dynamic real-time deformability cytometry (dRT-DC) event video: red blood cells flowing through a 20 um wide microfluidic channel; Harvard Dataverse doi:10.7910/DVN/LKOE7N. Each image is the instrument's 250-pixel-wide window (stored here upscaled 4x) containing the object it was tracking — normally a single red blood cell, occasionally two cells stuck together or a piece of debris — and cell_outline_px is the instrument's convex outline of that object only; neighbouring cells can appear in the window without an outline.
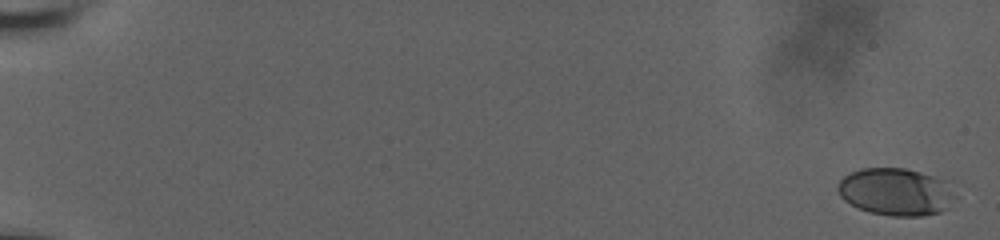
{"species": "human", "species_latin": "Homo sapiens", "temperature_condition": "room temperature", "stored_images_in_passage": 16, "camera_frame_rate_fps": 3000, "um_per_image_px": 0.085, "donor": {"sex": "male"}, "frame": {"image": 1, "passage_image": 1, "time_ms": 0.0, "image_size_px": [1000, 240], "cell_outline_px": [[956, 196], [948, 208], [940, 212], [920, 216], [892, 216], [868, 212], [844, 200], [840, 196], [836, 188], [836, 184], [844, 176], [860, 168], [904, 168], [920, 172], [944, 180]], "centroid_in_image_um": [76.12, 16.31], "position_along_channel_um": 8.9, "area_um2": 32.37}}
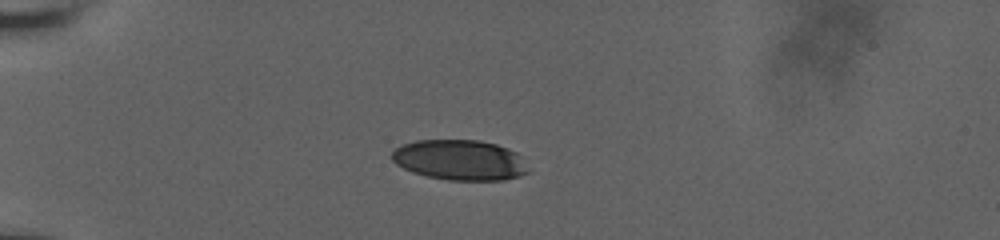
{"frame": {"image": 2, "passage_image": 12, "time_ms": 3.667, "image_size_px": [1000, 240], "cell_outline_px": [[528, 172], [520, 176], [504, 180], [448, 180], [428, 176], [412, 172], [396, 164], [392, 160], [392, 152], [396, 148], [404, 144], [416, 140], [480, 140], [496, 144], [508, 148], [516, 152]], "centroid_in_image_um": [39.06, 13.6], "position_along_channel_um": 45.9, "area_um2": 31.79}}
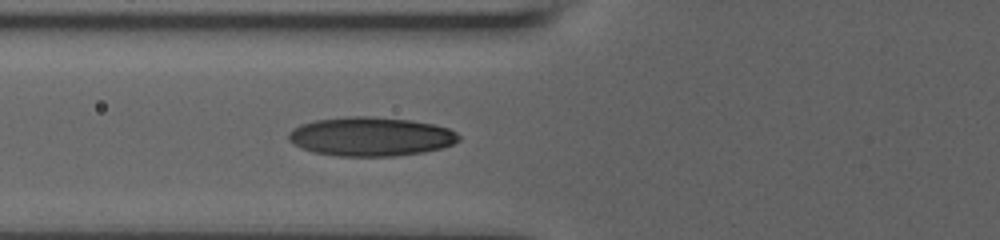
{"frame": {"image": 3, "passage_image": 16, "time_ms": 5.0, "image_size_px": [1000, 240], "cell_outline_px": [[460, 140], [452, 144], [440, 148], [424, 152], [396, 156], [336, 156], [312, 152], [288, 140], [288, 132], [292, 128], [300, 124], [316, 120], [348, 116], [368, 116], [412, 120], [436, 124], [448, 128], [456, 132], [460, 136]], "centroid_in_image_um": [31.52, 11.6], "position_along_channel_um": 94.3, "area_um2": 38.84}}